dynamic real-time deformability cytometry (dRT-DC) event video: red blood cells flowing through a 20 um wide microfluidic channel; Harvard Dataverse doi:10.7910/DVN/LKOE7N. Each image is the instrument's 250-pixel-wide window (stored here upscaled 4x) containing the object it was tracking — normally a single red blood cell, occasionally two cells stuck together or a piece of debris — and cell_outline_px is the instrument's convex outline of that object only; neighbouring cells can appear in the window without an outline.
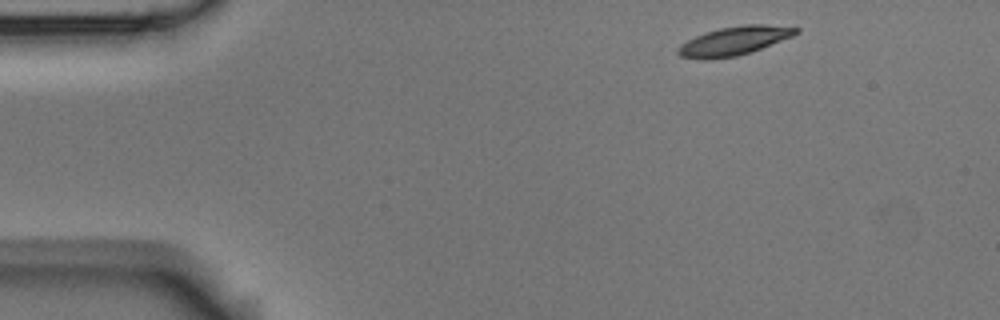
{"species": "Egyptian fruit bat (a non-hibernating species)", "species_latin": "Rousettus aegyptiacus", "temperature_condition": "room temperature", "stored_images_in_passage": 7, "camera_frame_rate_fps": 3000, "um_per_image_px": 0.085, "animal": {"sex": "male"}, "frame": {"image": 1, "passage_image": 1, "time_ms": 0.0, "image_size_px": [1000, 320], "cell_outline_px": [[800, 32], [792, 36], [752, 52], [736, 56], [708, 60], [700, 60], [680, 56], [676, 52], [676, 48], [680, 44], [704, 32], [720, 28], [744, 24], [760, 24], [800, 28]], "centroid_in_image_um": [62.36, 3.49], "position_along_channel_um": 22.6, "area_um2": 19.88}}
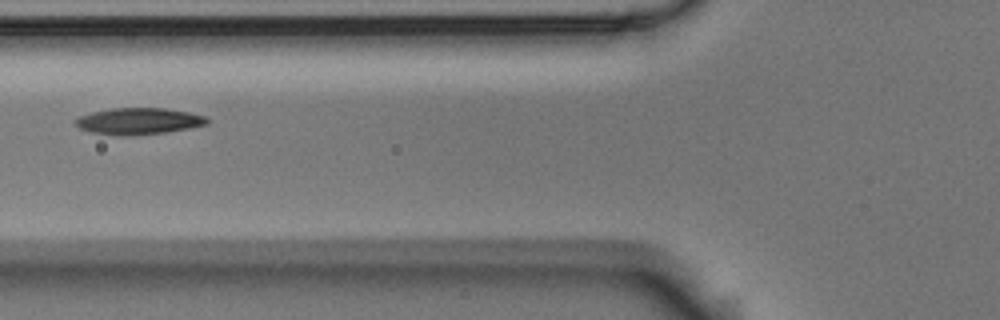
{"frame": {"image": 2, "passage_image": 5, "time_ms": 1.333, "image_size_px": [1000, 320], "cell_outline_px": [[208, 124], [188, 128], [164, 132], [132, 136], [120, 136], [92, 132], [80, 128], [72, 120], [80, 116], [92, 112], [112, 108], [164, 108], [188, 112], [204, 116], [208, 120]], "centroid_in_image_um": [11.75, 10.3], "position_along_channel_um": 114.1, "area_um2": 20.23}}
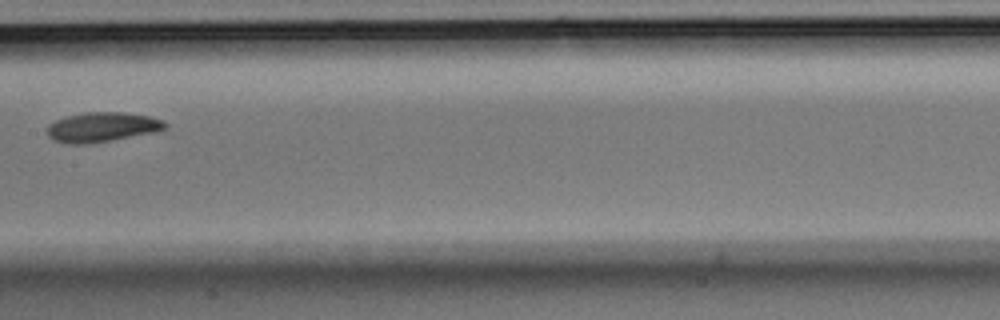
{"frame": {"image": 3, "passage_image": 7, "time_ms": 2.0, "image_size_px": [1000, 320], "cell_outline_px": [[168, 128], [152, 132], [88, 144], [68, 144], [52, 140], [48, 136], [48, 124], [56, 120], [68, 116], [84, 112], [124, 112], [148, 116], [164, 120], [168, 124]], "centroid_in_image_um": [8.67, 10.8], "position_along_channel_um": 198.7, "area_um2": 20.29}}